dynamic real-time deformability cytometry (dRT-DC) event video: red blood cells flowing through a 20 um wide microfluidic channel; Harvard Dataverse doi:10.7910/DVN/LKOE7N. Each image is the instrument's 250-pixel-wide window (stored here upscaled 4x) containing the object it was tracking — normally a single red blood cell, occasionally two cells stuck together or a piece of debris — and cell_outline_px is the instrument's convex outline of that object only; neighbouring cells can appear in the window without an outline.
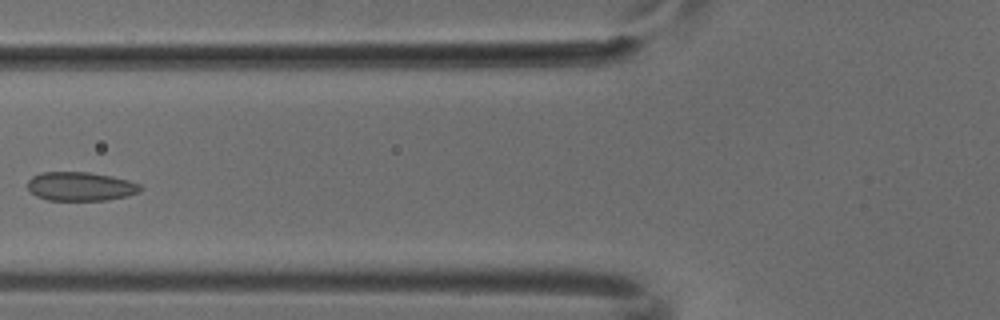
{"species": "common noctule bat (a hibernating species)", "species_latin": "Nyctalus noctula", "temperature_condition": "cold", "stored_images_in_passage": 6, "camera_frame_rate_fps": 3000, "um_per_image_px": 0.085, "animal": {"sex": "male", "body_mass_g": 18.8}, "frame": {"image": 1, "passage_image": 5, "time_ms": 1.333, "image_size_px": [1000, 320], "cell_outline_px": [[144, 188], [140, 192], [128, 196], [108, 200], [48, 200], [36, 196], [28, 188], [28, 180], [32, 176], [40, 172], [88, 172], [112, 176], [128, 180], [140, 184]], "centroid_in_image_um": [6.87, 15.84], "position_along_channel_um": 118.9, "area_um2": 19.13}}
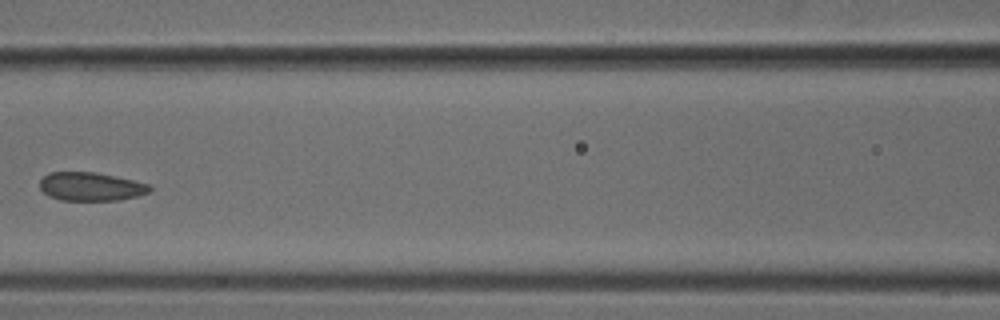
{"frame": {"image": 2, "passage_image": 6, "time_ms": 1.667, "image_size_px": [1000, 320], "cell_outline_px": [[152, 192], [136, 196], [116, 200], [60, 200], [48, 196], [40, 188], [40, 180], [48, 172], [96, 172], [132, 180], [148, 184], [152, 188]], "centroid_in_image_um": [7.7, 15.86], "position_along_channel_um": 158.9, "area_um2": 18.21}}